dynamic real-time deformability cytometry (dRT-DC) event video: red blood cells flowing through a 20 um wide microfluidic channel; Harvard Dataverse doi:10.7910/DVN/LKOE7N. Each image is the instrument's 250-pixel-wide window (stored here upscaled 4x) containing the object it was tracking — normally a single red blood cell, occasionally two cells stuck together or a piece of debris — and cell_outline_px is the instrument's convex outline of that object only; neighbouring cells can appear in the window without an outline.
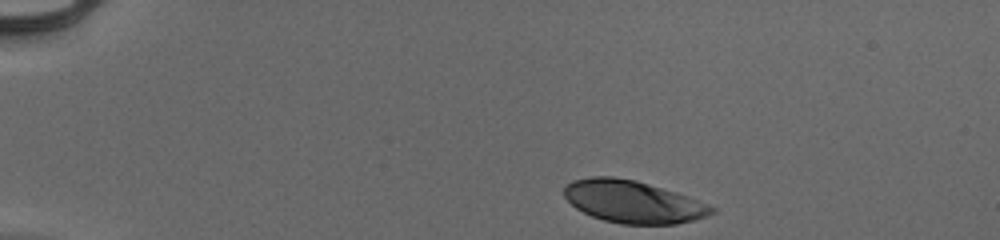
{"species": "human", "species_latin": "Homo sapiens", "temperature_condition": "cold", "stored_images_in_passage": 37, "camera_frame_rate_fps": 3000, "um_per_image_px": 0.085, "donor": {"sex": "male"}, "frame": {"image": 1, "passage_image": 1, "time_ms": 0.0, "image_size_px": [1000, 240], "cell_outline_px": [[716, 212], [708, 216], [676, 224], [620, 224], [604, 220], [592, 216], [576, 208], [564, 196], [564, 188], [572, 180], [592, 176], [612, 176], [636, 180], [688, 196], [708, 204], [716, 208]], "centroid_in_image_um": [53.82, 17.14], "position_along_channel_um": 31.2, "area_um2": 36.36}}
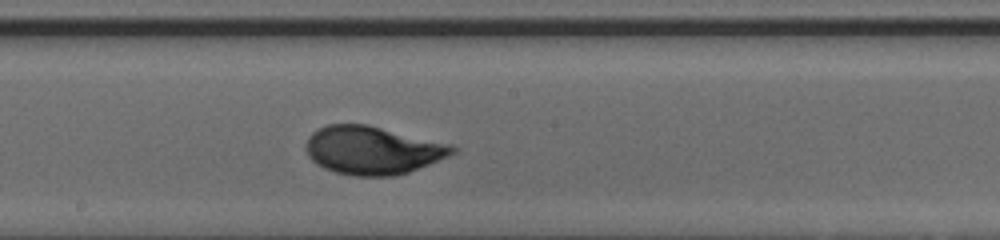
{"frame": {"image": 2, "passage_image": 22, "time_ms": 7.0, "image_size_px": [1000, 240], "cell_outline_px": [[456, 152], [448, 156], [408, 172], [396, 176], [356, 176], [336, 172], [324, 168], [316, 164], [308, 156], [308, 136], [316, 128], [328, 124], [368, 124], [456, 144]], "centroid_in_image_um": [31.71, 12.75], "position_along_channel_um": 216.5, "area_um2": 41.38}}
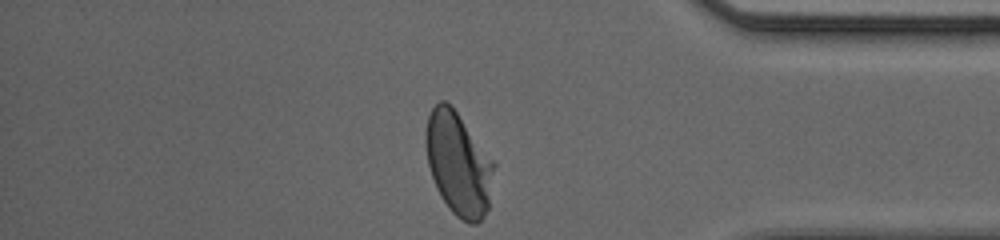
{"frame": {"image": 3, "passage_image": 37, "time_ms": 12.0, "image_size_px": [1000, 240], "cell_outline_px": [[496, 164], [488, 208], [484, 216], [476, 224], [468, 224], [456, 216], [448, 208], [440, 196], [436, 188], [428, 164], [424, 144], [424, 132], [428, 116], [432, 108], [440, 100], [444, 100], [456, 112]], "centroid_in_image_um": [38.95, 13.96], "position_along_channel_um": 396.3, "area_um2": 40.92}, "authors_computed_cell_mechanics": {"area_um2": 39.6508, "velocity_mm_per_s": 3.9337, "shape_relaxation_time_tau1_ms": 2.3554, "shape_relaxation_time_tau2_ms": null, "deformation_change_tau1": 0.1451, "deformation_change_tau2": null}}